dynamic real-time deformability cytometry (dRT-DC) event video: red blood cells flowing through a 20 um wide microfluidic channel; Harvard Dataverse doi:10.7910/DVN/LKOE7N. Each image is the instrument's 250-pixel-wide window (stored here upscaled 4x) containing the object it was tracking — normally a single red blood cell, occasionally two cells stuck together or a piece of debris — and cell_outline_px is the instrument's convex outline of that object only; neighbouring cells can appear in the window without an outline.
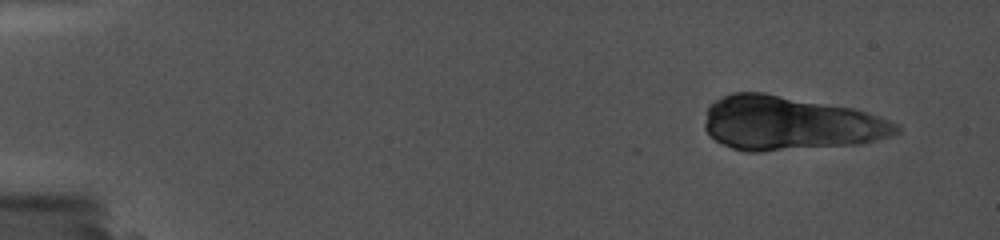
{"species": "common noctule bat (a hibernating species)", "species_latin": "Nyctalus noctula", "temperature_condition": "cold", "stored_images_in_passage": 3, "camera_frame_rate_fps": 5000, "um_per_image_px": 0.085, "animal": {"sex": "female", "body_mass_g": 19.0, "forearm_length_mm": 56.7}, "frame": {"image": 1, "passage_image": 2, "time_ms": 0.6, "image_size_px": [1000, 240], "cell_outline_px": [[684, 136], [640, 152], [632, 152], [516, 132], [516, 128], [528, 124], [636, 128], [672, 132]], "centroid_in_image_um": [51.28, 11.56], "position_along_channel_um": 33.7, "area_um2": 18.9}}